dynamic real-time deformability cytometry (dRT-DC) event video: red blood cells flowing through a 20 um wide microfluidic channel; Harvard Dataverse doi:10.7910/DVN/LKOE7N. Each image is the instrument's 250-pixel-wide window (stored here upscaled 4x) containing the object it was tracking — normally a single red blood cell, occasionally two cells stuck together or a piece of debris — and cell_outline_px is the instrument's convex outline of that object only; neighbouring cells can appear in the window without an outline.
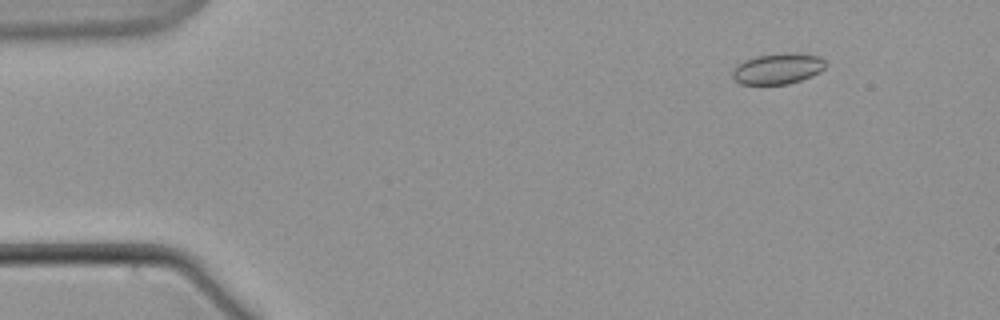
{"species": "common noctule bat (a hibernating species)", "species_latin": "Nyctalus noctula", "temperature_condition": "warm", "stored_images_in_passage": 62, "camera_frame_rate_fps": 3000, "um_per_image_px": 0.085, "animal": {"sex": "male", "body_mass_g": 21.5, "forearm_length_mm": 52.0}, "frame": {"image": 1, "passage_image": 8, "time_ms": 2.333, "image_size_px": [1000, 320], "cell_outline_px": [[828, 64], [820, 72], [812, 76], [788, 84], [740, 84], [732, 76], [732, 68], [736, 64], [744, 60], [756, 56], [788, 52], [796, 52], [820, 56]], "centroid_in_image_um": [66.12, 5.82], "position_along_channel_um": 18.9, "area_um2": 16.99}}
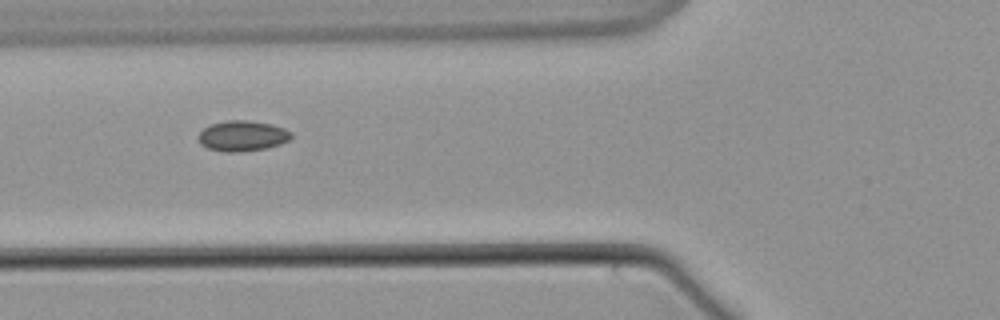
{"frame": {"image": 2, "passage_image": 24, "time_ms": 7.667, "image_size_px": [1000, 320], "cell_outline_px": [[292, 136], [288, 140], [280, 144], [268, 148], [240, 152], [224, 152], [208, 148], [200, 144], [196, 136], [204, 128], [212, 124], [228, 120], [248, 120], [272, 124], [284, 128], [292, 132]], "centroid_in_image_um": [20.6, 11.55], "position_along_channel_um": 105.2, "area_um2": 16.65}}
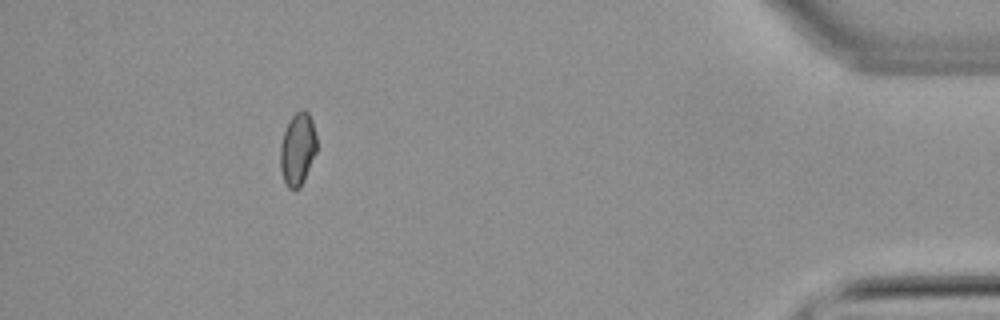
{"frame": {"image": 3, "passage_image": 56, "time_ms": 18.333, "image_size_px": [1000, 320], "cell_outline_px": [[316, 152], [304, 180], [300, 188], [288, 188], [284, 180], [280, 168], [280, 144], [284, 132], [292, 116], [296, 112], [304, 108], [308, 112], [312, 120], [316, 136]], "centroid_in_image_um": [25.3, 12.66], "position_along_channel_um": 409.9, "area_um2": 15.32}}